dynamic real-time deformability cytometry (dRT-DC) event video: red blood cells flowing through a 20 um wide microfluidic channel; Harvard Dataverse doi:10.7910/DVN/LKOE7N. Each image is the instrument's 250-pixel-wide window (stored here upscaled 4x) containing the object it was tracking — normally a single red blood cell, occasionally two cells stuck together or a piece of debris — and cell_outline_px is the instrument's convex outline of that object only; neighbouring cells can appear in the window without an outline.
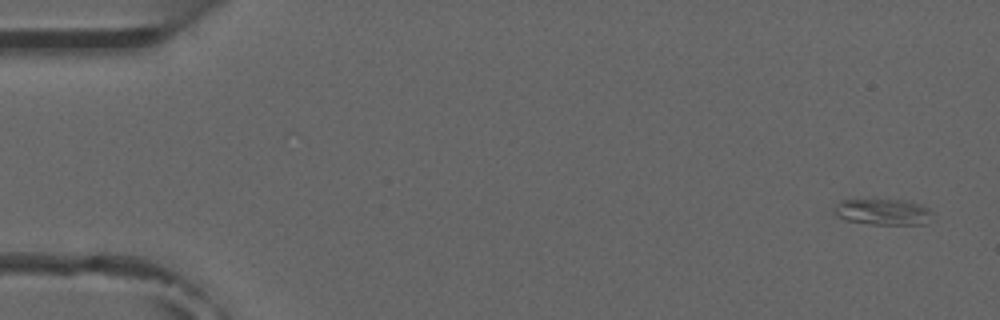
{"species": "common noctule bat (a hibernating species)", "species_latin": "Nyctalus noctula", "temperature_condition": "room temperature", "stored_images_in_passage": 6, "camera_frame_rate_fps": 3000, "um_per_image_px": 0.085, "animal": {"sex": "male", "forearm_length_mm": 52.5}, "frame": {"image": 1, "passage_image": 1, "time_ms": 0.0, "image_size_px": [1000, 320], "cell_outline_px": [[932, 212], [924, 224], [872, 224], [848, 220], [836, 216], [832, 212], [832, 208], [840, 200], [872, 196], [904, 200], [920, 204], [928, 208]], "centroid_in_image_um": [74.93, 17.93], "position_along_channel_um": 10.1, "area_um2": 15.66}}
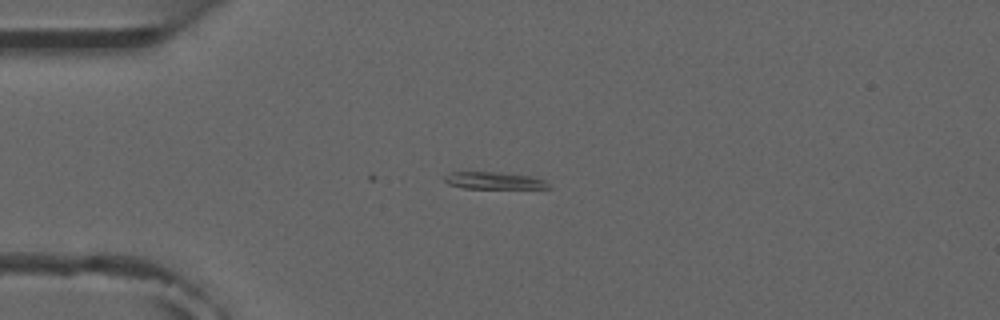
{"frame": {"image": 2, "passage_image": 4, "time_ms": 3.667, "image_size_px": [1000, 320], "cell_outline_px": [[552, 188], [464, 188], [448, 184], [444, 180], [444, 176], [452, 172], [500, 172], [536, 176], [544, 180]], "centroid_in_image_um": [42.02, 15.34], "position_along_channel_um": 43.0, "area_um2": 10.4}}
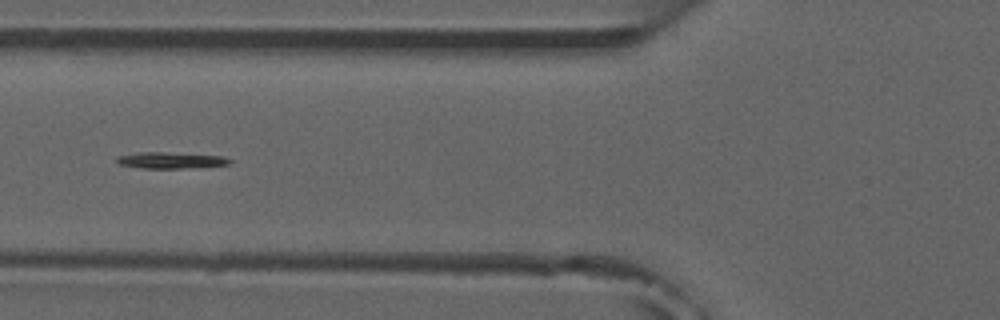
{"frame": {"image": 3, "passage_image": 6, "time_ms": 6.0, "image_size_px": [1000, 320], "cell_outline_px": [[232, 164], [184, 168], [144, 168], [120, 164], [116, 160], [116, 156], [140, 152], [164, 152], [224, 156], [232, 160]], "centroid_in_image_um": [14.54, 13.62], "position_along_channel_um": 111.3, "area_um2": 10.64}}